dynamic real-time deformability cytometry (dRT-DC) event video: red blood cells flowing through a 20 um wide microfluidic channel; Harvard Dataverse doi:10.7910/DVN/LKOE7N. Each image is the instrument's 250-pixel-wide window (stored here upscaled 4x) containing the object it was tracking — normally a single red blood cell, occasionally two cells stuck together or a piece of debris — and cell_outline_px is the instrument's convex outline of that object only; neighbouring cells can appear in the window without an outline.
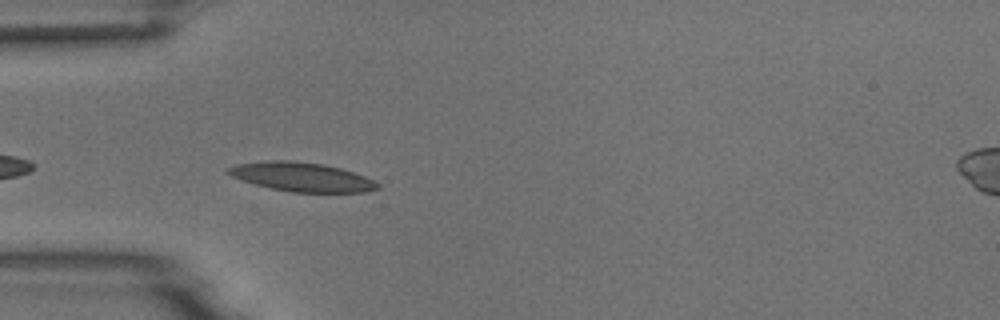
{"species": "common noctule bat (a hibernating species)", "species_latin": "Nyctalus noctula", "temperature_condition": "room temperature", "stored_images_in_passage": 4, "camera_frame_rate_fps": 3000, "um_per_image_px": 0.085, "animal": {"sex": "male", "body_mass_g": 18.8}, "frame": {"image": 1, "passage_image": 4, "time_ms": 3.333, "image_size_px": [1000, 320], "cell_outline_px": [[380, 188], [368, 192], [292, 192], [268, 188], [232, 176], [224, 172], [224, 168], [236, 164], [264, 160], [296, 160], [324, 164], [340, 168], [364, 176], [380, 184]], "centroid_in_image_um": [25.61, 15.03], "position_along_channel_um": 59.4, "area_um2": 25.49}}